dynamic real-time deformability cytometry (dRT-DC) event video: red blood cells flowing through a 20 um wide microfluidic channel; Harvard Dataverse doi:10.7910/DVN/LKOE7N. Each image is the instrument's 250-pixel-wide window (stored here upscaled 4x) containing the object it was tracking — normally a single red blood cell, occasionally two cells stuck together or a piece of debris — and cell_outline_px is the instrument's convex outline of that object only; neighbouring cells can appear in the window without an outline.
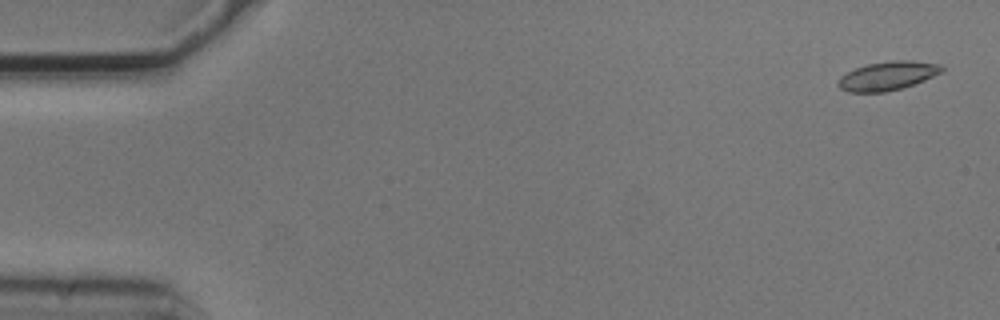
{"species": "common noctule bat (a hibernating species)", "species_latin": "Nyctalus noctula", "temperature_condition": "cold", "stored_images_in_passage": 5, "camera_frame_rate_fps": 3000, "um_per_image_px": 0.085, "animal": {"sex": "male", "body_mass_g": 20.5, "forearm_length_mm": 52.5}, "frame": {"image": 1, "passage_image": 1, "time_ms": 0.0, "image_size_px": [1000, 320], "cell_outline_px": [[944, 72], [924, 80], [900, 88], [884, 92], [848, 92], [840, 88], [836, 84], [840, 76], [856, 68], [868, 64], [892, 60], [912, 60], [940, 64], [944, 68]], "centroid_in_image_um": [75.46, 6.44], "position_along_channel_um": 9.5, "area_um2": 17.34}}
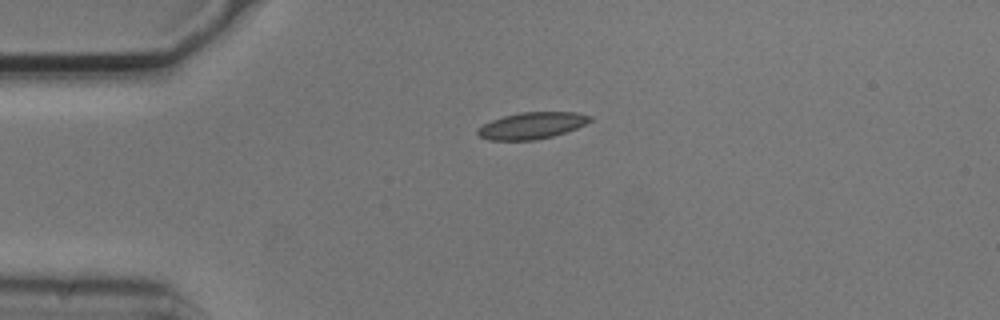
{"frame": {"image": 2, "passage_image": 4, "time_ms": 1.0, "image_size_px": [1000, 320], "cell_outline_px": [[592, 120], [576, 128], [552, 136], [536, 140], [488, 140], [480, 136], [476, 132], [476, 128], [492, 120], [504, 116], [520, 112], [576, 112], [592, 116]], "centroid_in_image_um": [45.18, 10.67], "position_along_channel_um": 39.8, "area_um2": 17.34}}